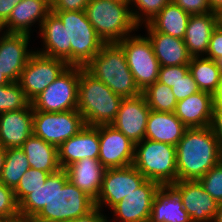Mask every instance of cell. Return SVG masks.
<instances>
[{"label": "cell", "instance_id": "1", "mask_svg": "<svg viewBox=\"0 0 222 222\" xmlns=\"http://www.w3.org/2000/svg\"><path fill=\"white\" fill-rule=\"evenodd\" d=\"M94 200L77 188L65 169L49 174L45 183L19 203L23 222L34 218L41 222H66L87 215Z\"/></svg>", "mask_w": 222, "mask_h": 222}, {"label": "cell", "instance_id": "2", "mask_svg": "<svg viewBox=\"0 0 222 222\" xmlns=\"http://www.w3.org/2000/svg\"><path fill=\"white\" fill-rule=\"evenodd\" d=\"M177 180H199L222 160L211 126L187 128L176 145Z\"/></svg>", "mask_w": 222, "mask_h": 222}, {"label": "cell", "instance_id": "3", "mask_svg": "<svg viewBox=\"0 0 222 222\" xmlns=\"http://www.w3.org/2000/svg\"><path fill=\"white\" fill-rule=\"evenodd\" d=\"M122 100L123 97L80 67L77 110L87 126L110 125Z\"/></svg>", "mask_w": 222, "mask_h": 222}, {"label": "cell", "instance_id": "4", "mask_svg": "<svg viewBox=\"0 0 222 222\" xmlns=\"http://www.w3.org/2000/svg\"><path fill=\"white\" fill-rule=\"evenodd\" d=\"M84 68L123 98L142 94L129 69L125 53L117 42L104 43L100 52Z\"/></svg>", "mask_w": 222, "mask_h": 222}, {"label": "cell", "instance_id": "5", "mask_svg": "<svg viewBox=\"0 0 222 222\" xmlns=\"http://www.w3.org/2000/svg\"><path fill=\"white\" fill-rule=\"evenodd\" d=\"M85 13L104 43L119 42L139 29L131 15L130 0H91Z\"/></svg>", "mask_w": 222, "mask_h": 222}, {"label": "cell", "instance_id": "6", "mask_svg": "<svg viewBox=\"0 0 222 222\" xmlns=\"http://www.w3.org/2000/svg\"><path fill=\"white\" fill-rule=\"evenodd\" d=\"M132 165L147 180L172 185L177 181L176 146L143 139L135 144Z\"/></svg>", "mask_w": 222, "mask_h": 222}, {"label": "cell", "instance_id": "7", "mask_svg": "<svg viewBox=\"0 0 222 222\" xmlns=\"http://www.w3.org/2000/svg\"><path fill=\"white\" fill-rule=\"evenodd\" d=\"M67 29L68 45H71V66L85 67L104 44L83 11H51Z\"/></svg>", "mask_w": 222, "mask_h": 222}, {"label": "cell", "instance_id": "8", "mask_svg": "<svg viewBox=\"0 0 222 222\" xmlns=\"http://www.w3.org/2000/svg\"><path fill=\"white\" fill-rule=\"evenodd\" d=\"M117 43L125 53L129 69L141 92L158 80L160 64L147 36L132 34Z\"/></svg>", "mask_w": 222, "mask_h": 222}, {"label": "cell", "instance_id": "9", "mask_svg": "<svg viewBox=\"0 0 222 222\" xmlns=\"http://www.w3.org/2000/svg\"><path fill=\"white\" fill-rule=\"evenodd\" d=\"M79 66H68L42 93L31 101L33 110L63 112L77 109Z\"/></svg>", "mask_w": 222, "mask_h": 222}, {"label": "cell", "instance_id": "10", "mask_svg": "<svg viewBox=\"0 0 222 222\" xmlns=\"http://www.w3.org/2000/svg\"><path fill=\"white\" fill-rule=\"evenodd\" d=\"M85 125L77 109L63 112L33 110V134L56 147L76 135Z\"/></svg>", "mask_w": 222, "mask_h": 222}, {"label": "cell", "instance_id": "11", "mask_svg": "<svg viewBox=\"0 0 222 222\" xmlns=\"http://www.w3.org/2000/svg\"><path fill=\"white\" fill-rule=\"evenodd\" d=\"M65 60L35 52L22 70L18 83L31 102L53 83L68 67Z\"/></svg>", "mask_w": 222, "mask_h": 222}, {"label": "cell", "instance_id": "12", "mask_svg": "<svg viewBox=\"0 0 222 222\" xmlns=\"http://www.w3.org/2000/svg\"><path fill=\"white\" fill-rule=\"evenodd\" d=\"M147 179L133 166L106 169L95 207L111 210L123 197L140 187Z\"/></svg>", "mask_w": 222, "mask_h": 222}, {"label": "cell", "instance_id": "13", "mask_svg": "<svg viewBox=\"0 0 222 222\" xmlns=\"http://www.w3.org/2000/svg\"><path fill=\"white\" fill-rule=\"evenodd\" d=\"M99 161L106 169L133 164L135 143L110 125H99Z\"/></svg>", "mask_w": 222, "mask_h": 222}, {"label": "cell", "instance_id": "14", "mask_svg": "<svg viewBox=\"0 0 222 222\" xmlns=\"http://www.w3.org/2000/svg\"><path fill=\"white\" fill-rule=\"evenodd\" d=\"M30 36L0 30V68L10 82H18L22 70L35 52L28 49Z\"/></svg>", "mask_w": 222, "mask_h": 222}, {"label": "cell", "instance_id": "15", "mask_svg": "<svg viewBox=\"0 0 222 222\" xmlns=\"http://www.w3.org/2000/svg\"><path fill=\"white\" fill-rule=\"evenodd\" d=\"M155 181L146 180L140 187L115 205L111 210L119 222H149L152 203L160 188Z\"/></svg>", "mask_w": 222, "mask_h": 222}, {"label": "cell", "instance_id": "16", "mask_svg": "<svg viewBox=\"0 0 222 222\" xmlns=\"http://www.w3.org/2000/svg\"><path fill=\"white\" fill-rule=\"evenodd\" d=\"M172 186L179 192L183 208L191 222H212L218 202L198 180H177Z\"/></svg>", "mask_w": 222, "mask_h": 222}, {"label": "cell", "instance_id": "17", "mask_svg": "<svg viewBox=\"0 0 222 222\" xmlns=\"http://www.w3.org/2000/svg\"><path fill=\"white\" fill-rule=\"evenodd\" d=\"M150 110L142 94L137 97L123 98L111 125L136 144L145 137Z\"/></svg>", "mask_w": 222, "mask_h": 222}, {"label": "cell", "instance_id": "18", "mask_svg": "<svg viewBox=\"0 0 222 222\" xmlns=\"http://www.w3.org/2000/svg\"><path fill=\"white\" fill-rule=\"evenodd\" d=\"M99 126L85 125L76 135L58 147V161L61 169L84 159L99 157Z\"/></svg>", "mask_w": 222, "mask_h": 222}, {"label": "cell", "instance_id": "19", "mask_svg": "<svg viewBox=\"0 0 222 222\" xmlns=\"http://www.w3.org/2000/svg\"><path fill=\"white\" fill-rule=\"evenodd\" d=\"M32 134L31 103L23 109L0 113V145L5 149L21 147Z\"/></svg>", "mask_w": 222, "mask_h": 222}, {"label": "cell", "instance_id": "20", "mask_svg": "<svg viewBox=\"0 0 222 222\" xmlns=\"http://www.w3.org/2000/svg\"><path fill=\"white\" fill-rule=\"evenodd\" d=\"M51 13V0H22L12 10L8 20L0 27L7 33L31 32V26L36 22L41 27L42 22Z\"/></svg>", "mask_w": 222, "mask_h": 222}, {"label": "cell", "instance_id": "21", "mask_svg": "<svg viewBox=\"0 0 222 222\" xmlns=\"http://www.w3.org/2000/svg\"><path fill=\"white\" fill-rule=\"evenodd\" d=\"M216 97L199 91L177 101L174 114L187 128H204L211 126Z\"/></svg>", "mask_w": 222, "mask_h": 222}, {"label": "cell", "instance_id": "22", "mask_svg": "<svg viewBox=\"0 0 222 222\" xmlns=\"http://www.w3.org/2000/svg\"><path fill=\"white\" fill-rule=\"evenodd\" d=\"M40 37L43 39V49L38 53L65 60L71 66V45H68L67 29L60 18L51 12L39 27Z\"/></svg>", "mask_w": 222, "mask_h": 222}, {"label": "cell", "instance_id": "23", "mask_svg": "<svg viewBox=\"0 0 222 222\" xmlns=\"http://www.w3.org/2000/svg\"><path fill=\"white\" fill-rule=\"evenodd\" d=\"M145 27L160 67L188 65L190 63L192 56L189 54L183 39L156 32L148 24H145Z\"/></svg>", "mask_w": 222, "mask_h": 222}, {"label": "cell", "instance_id": "24", "mask_svg": "<svg viewBox=\"0 0 222 222\" xmlns=\"http://www.w3.org/2000/svg\"><path fill=\"white\" fill-rule=\"evenodd\" d=\"M68 180L94 201L98 198L106 168L99 159L84 158L65 168Z\"/></svg>", "mask_w": 222, "mask_h": 222}, {"label": "cell", "instance_id": "25", "mask_svg": "<svg viewBox=\"0 0 222 222\" xmlns=\"http://www.w3.org/2000/svg\"><path fill=\"white\" fill-rule=\"evenodd\" d=\"M218 26V13L191 15L188 21L184 43L192 57L205 56L213 31Z\"/></svg>", "mask_w": 222, "mask_h": 222}, {"label": "cell", "instance_id": "26", "mask_svg": "<svg viewBox=\"0 0 222 222\" xmlns=\"http://www.w3.org/2000/svg\"><path fill=\"white\" fill-rule=\"evenodd\" d=\"M186 129L174 112L150 110L144 139L176 146Z\"/></svg>", "mask_w": 222, "mask_h": 222}, {"label": "cell", "instance_id": "27", "mask_svg": "<svg viewBox=\"0 0 222 222\" xmlns=\"http://www.w3.org/2000/svg\"><path fill=\"white\" fill-rule=\"evenodd\" d=\"M149 222H191L179 192L172 185H161L155 194Z\"/></svg>", "mask_w": 222, "mask_h": 222}, {"label": "cell", "instance_id": "28", "mask_svg": "<svg viewBox=\"0 0 222 222\" xmlns=\"http://www.w3.org/2000/svg\"><path fill=\"white\" fill-rule=\"evenodd\" d=\"M25 153L30 168L42 170L49 174L61 169L58 161V147L45 142L32 134L20 147Z\"/></svg>", "mask_w": 222, "mask_h": 222}, {"label": "cell", "instance_id": "29", "mask_svg": "<svg viewBox=\"0 0 222 222\" xmlns=\"http://www.w3.org/2000/svg\"><path fill=\"white\" fill-rule=\"evenodd\" d=\"M190 16L171 1L147 24L156 32L184 39Z\"/></svg>", "mask_w": 222, "mask_h": 222}, {"label": "cell", "instance_id": "30", "mask_svg": "<svg viewBox=\"0 0 222 222\" xmlns=\"http://www.w3.org/2000/svg\"><path fill=\"white\" fill-rule=\"evenodd\" d=\"M188 66L200 91L217 98L222 89V77L217 62L204 56L192 57Z\"/></svg>", "mask_w": 222, "mask_h": 222}, {"label": "cell", "instance_id": "31", "mask_svg": "<svg viewBox=\"0 0 222 222\" xmlns=\"http://www.w3.org/2000/svg\"><path fill=\"white\" fill-rule=\"evenodd\" d=\"M30 168L29 162L20 147L6 149L4 166L0 182L7 187L15 189L20 182L24 172Z\"/></svg>", "mask_w": 222, "mask_h": 222}, {"label": "cell", "instance_id": "32", "mask_svg": "<svg viewBox=\"0 0 222 222\" xmlns=\"http://www.w3.org/2000/svg\"><path fill=\"white\" fill-rule=\"evenodd\" d=\"M142 95L151 110L158 112H174L177 100L172 93L171 87L156 81L148 86Z\"/></svg>", "mask_w": 222, "mask_h": 222}, {"label": "cell", "instance_id": "33", "mask_svg": "<svg viewBox=\"0 0 222 222\" xmlns=\"http://www.w3.org/2000/svg\"><path fill=\"white\" fill-rule=\"evenodd\" d=\"M30 103L18 82L0 86V113L23 109Z\"/></svg>", "mask_w": 222, "mask_h": 222}, {"label": "cell", "instance_id": "34", "mask_svg": "<svg viewBox=\"0 0 222 222\" xmlns=\"http://www.w3.org/2000/svg\"><path fill=\"white\" fill-rule=\"evenodd\" d=\"M171 1L172 0H130L132 18L134 22L141 27L142 24L150 22Z\"/></svg>", "mask_w": 222, "mask_h": 222}, {"label": "cell", "instance_id": "35", "mask_svg": "<svg viewBox=\"0 0 222 222\" xmlns=\"http://www.w3.org/2000/svg\"><path fill=\"white\" fill-rule=\"evenodd\" d=\"M49 176L48 172L29 168L24 172L23 176L20 179L19 184L14 189L15 197L18 204L33 190L38 189L42 186L47 177Z\"/></svg>", "mask_w": 222, "mask_h": 222}, {"label": "cell", "instance_id": "36", "mask_svg": "<svg viewBox=\"0 0 222 222\" xmlns=\"http://www.w3.org/2000/svg\"><path fill=\"white\" fill-rule=\"evenodd\" d=\"M198 181L214 200L222 202V160Z\"/></svg>", "mask_w": 222, "mask_h": 222}, {"label": "cell", "instance_id": "37", "mask_svg": "<svg viewBox=\"0 0 222 222\" xmlns=\"http://www.w3.org/2000/svg\"><path fill=\"white\" fill-rule=\"evenodd\" d=\"M0 219H21L14 189L0 182Z\"/></svg>", "mask_w": 222, "mask_h": 222}, {"label": "cell", "instance_id": "38", "mask_svg": "<svg viewBox=\"0 0 222 222\" xmlns=\"http://www.w3.org/2000/svg\"><path fill=\"white\" fill-rule=\"evenodd\" d=\"M171 89L177 101L185 99L200 91L189 71L183 78H180L174 83Z\"/></svg>", "mask_w": 222, "mask_h": 222}, {"label": "cell", "instance_id": "39", "mask_svg": "<svg viewBox=\"0 0 222 222\" xmlns=\"http://www.w3.org/2000/svg\"><path fill=\"white\" fill-rule=\"evenodd\" d=\"M188 71V65L160 67L157 81L169 87H173V84L176 83L180 78H183Z\"/></svg>", "mask_w": 222, "mask_h": 222}, {"label": "cell", "instance_id": "40", "mask_svg": "<svg viewBox=\"0 0 222 222\" xmlns=\"http://www.w3.org/2000/svg\"><path fill=\"white\" fill-rule=\"evenodd\" d=\"M172 2L191 15L212 12L208 0H172Z\"/></svg>", "mask_w": 222, "mask_h": 222}, {"label": "cell", "instance_id": "41", "mask_svg": "<svg viewBox=\"0 0 222 222\" xmlns=\"http://www.w3.org/2000/svg\"><path fill=\"white\" fill-rule=\"evenodd\" d=\"M204 57L214 61L222 58V28L219 25L212 33L209 47Z\"/></svg>", "mask_w": 222, "mask_h": 222}, {"label": "cell", "instance_id": "42", "mask_svg": "<svg viewBox=\"0 0 222 222\" xmlns=\"http://www.w3.org/2000/svg\"><path fill=\"white\" fill-rule=\"evenodd\" d=\"M91 0H51V11H83Z\"/></svg>", "mask_w": 222, "mask_h": 222}, {"label": "cell", "instance_id": "43", "mask_svg": "<svg viewBox=\"0 0 222 222\" xmlns=\"http://www.w3.org/2000/svg\"><path fill=\"white\" fill-rule=\"evenodd\" d=\"M211 128L213 129L222 150V103H220L217 99L213 108Z\"/></svg>", "mask_w": 222, "mask_h": 222}, {"label": "cell", "instance_id": "44", "mask_svg": "<svg viewBox=\"0 0 222 222\" xmlns=\"http://www.w3.org/2000/svg\"><path fill=\"white\" fill-rule=\"evenodd\" d=\"M101 211V212H100ZM106 215L104 216L100 208L95 207L87 215L71 219L66 222H111L110 219H107Z\"/></svg>", "mask_w": 222, "mask_h": 222}, {"label": "cell", "instance_id": "45", "mask_svg": "<svg viewBox=\"0 0 222 222\" xmlns=\"http://www.w3.org/2000/svg\"><path fill=\"white\" fill-rule=\"evenodd\" d=\"M22 0H0V27L8 20L14 7Z\"/></svg>", "mask_w": 222, "mask_h": 222}, {"label": "cell", "instance_id": "46", "mask_svg": "<svg viewBox=\"0 0 222 222\" xmlns=\"http://www.w3.org/2000/svg\"><path fill=\"white\" fill-rule=\"evenodd\" d=\"M212 12L219 13L222 10V0H208Z\"/></svg>", "mask_w": 222, "mask_h": 222}, {"label": "cell", "instance_id": "47", "mask_svg": "<svg viewBox=\"0 0 222 222\" xmlns=\"http://www.w3.org/2000/svg\"><path fill=\"white\" fill-rule=\"evenodd\" d=\"M5 156H6V149L0 145V177L4 166Z\"/></svg>", "mask_w": 222, "mask_h": 222}, {"label": "cell", "instance_id": "48", "mask_svg": "<svg viewBox=\"0 0 222 222\" xmlns=\"http://www.w3.org/2000/svg\"><path fill=\"white\" fill-rule=\"evenodd\" d=\"M212 222H222V202L218 203L215 218Z\"/></svg>", "mask_w": 222, "mask_h": 222}, {"label": "cell", "instance_id": "49", "mask_svg": "<svg viewBox=\"0 0 222 222\" xmlns=\"http://www.w3.org/2000/svg\"><path fill=\"white\" fill-rule=\"evenodd\" d=\"M11 83L4 75L3 70L0 68V86Z\"/></svg>", "mask_w": 222, "mask_h": 222}, {"label": "cell", "instance_id": "50", "mask_svg": "<svg viewBox=\"0 0 222 222\" xmlns=\"http://www.w3.org/2000/svg\"><path fill=\"white\" fill-rule=\"evenodd\" d=\"M0 222H23L21 219H0Z\"/></svg>", "mask_w": 222, "mask_h": 222}, {"label": "cell", "instance_id": "51", "mask_svg": "<svg viewBox=\"0 0 222 222\" xmlns=\"http://www.w3.org/2000/svg\"><path fill=\"white\" fill-rule=\"evenodd\" d=\"M218 25L222 28V10L218 13Z\"/></svg>", "mask_w": 222, "mask_h": 222}, {"label": "cell", "instance_id": "52", "mask_svg": "<svg viewBox=\"0 0 222 222\" xmlns=\"http://www.w3.org/2000/svg\"><path fill=\"white\" fill-rule=\"evenodd\" d=\"M216 62H217V65H218V68L220 70L221 77H222V58L218 59Z\"/></svg>", "mask_w": 222, "mask_h": 222}, {"label": "cell", "instance_id": "53", "mask_svg": "<svg viewBox=\"0 0 222 222\" xmlns=\"http://www.w3.org/2000/svg\"><path fill=\"white\" fill-rule=\"evenodd\" d=\"M220 103H222V89L218 97L216 98Z\"/></svg>", "mask_w": 222, "mask_h": 222}, {"label": "cell", "instance_id": "54", "mask_svg": "<svg viewBox=\"0 0 222 222\" xmlns=\"http://www.w3.org/2000/svg\"><path fill=\"white\" fill-rule=\"evenodd\" d=\"M25 222H41V221H38V220H36V219H34V218H31V219H28V220L25 221Z\"/></svg>", "mask_w": 222, "mask_h": 222}]
</instances>
